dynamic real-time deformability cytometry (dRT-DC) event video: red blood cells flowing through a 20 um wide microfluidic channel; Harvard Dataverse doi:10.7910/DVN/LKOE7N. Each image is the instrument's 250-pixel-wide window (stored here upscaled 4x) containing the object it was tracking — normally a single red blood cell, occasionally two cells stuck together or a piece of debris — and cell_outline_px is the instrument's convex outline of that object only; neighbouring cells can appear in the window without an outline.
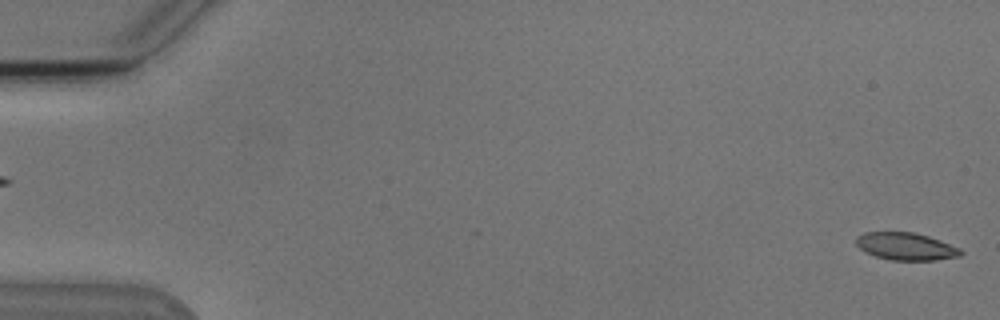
{"species": "Egyptian fruit bat (a non-hibernating species)", "species_latin": "Rousettus aegyptiacus", "temperature_condition": "cold", "stored_images_in_passage": 53, "camera_frame_rate_fps": 3000, "um_per_image_px": 0.085, "animal": {"sex": "male"}, "frame": {"image": 1, "passage_image": 1, "time_ms": 0.0, "image_size_px": [1000, 320], "cell_outline_px": [[964, 252], [960, 256], [936, 260], [892, 260], [876, 256], [864, 252], [856, 244], [856, 236], [864, 232], [912, 232], [928, 236], [940, 240], [960, 248]], "centroid_in_image_um": [77.0, 20.94], "position_along_channel_um": 8.0, "area_um2": 16.76}}
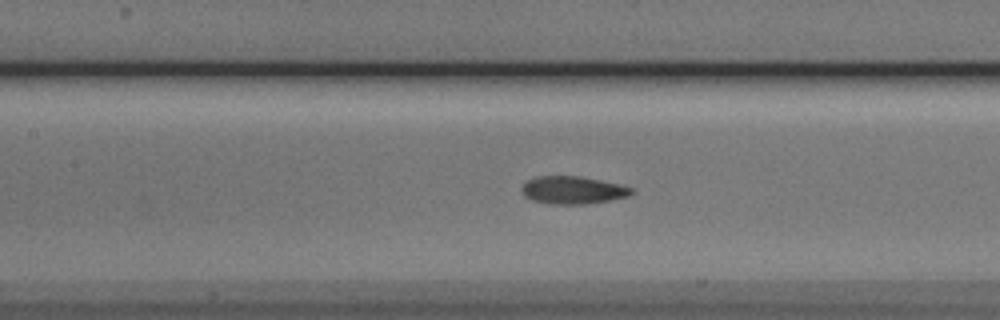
{"frame": {"image": 2, "passage_image": 25, "time_ms": 8.0, "image_size_px": [1000, 320], "cell_outline_px": [[636, 192], [628, 196], [588, 204], [548, 204], [532, 200], [524, 196], [520, 188], [528, 180], [536, 176], [580, 176], [620, 184], [632, 188]], "centroid_in_image_um": [48.68, 16.16], "position_along_channel_um": 158.7, "area_um2": 17.8}}
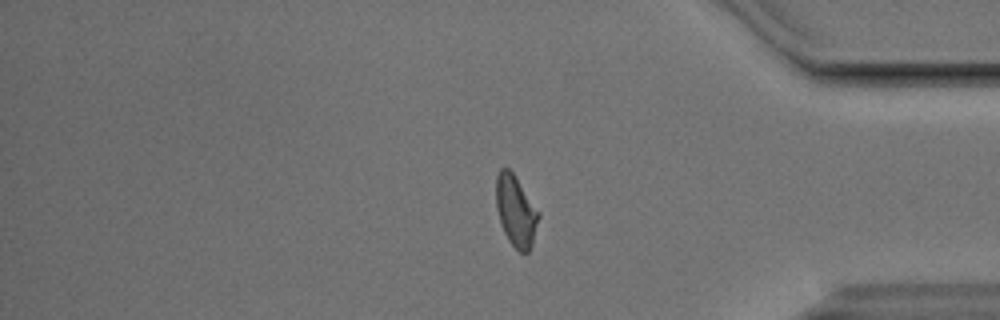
{"frame": {"image": 3, "passage_image": 45, "time_ms": 14.667, "image_size_px": [1000, 320], "cell_outline_px": [[540, 216], [532, 244], [528, 252], [520, 252], [508, 240], [504, 232], [496, 208], [496, 176], [500, 168], [508, 168], [512, 172], [540, 212]], "centroid_in_image_um": [43.85, 17.92], "position_along_channel_um": 391.4, "area_um2": 17.46}, "authors_computed_cell_mechanics": {"area_um2": 17.629, "velocity_mm_per_s": 3.8094, "shape_relaxation_time_tau1_ms": 4.9932, "shape_relaxation_time_tau2_ms": 1.3032, "deformation_change_tau1": 0.1691, "deformation_change_tau2": 0.0713}}